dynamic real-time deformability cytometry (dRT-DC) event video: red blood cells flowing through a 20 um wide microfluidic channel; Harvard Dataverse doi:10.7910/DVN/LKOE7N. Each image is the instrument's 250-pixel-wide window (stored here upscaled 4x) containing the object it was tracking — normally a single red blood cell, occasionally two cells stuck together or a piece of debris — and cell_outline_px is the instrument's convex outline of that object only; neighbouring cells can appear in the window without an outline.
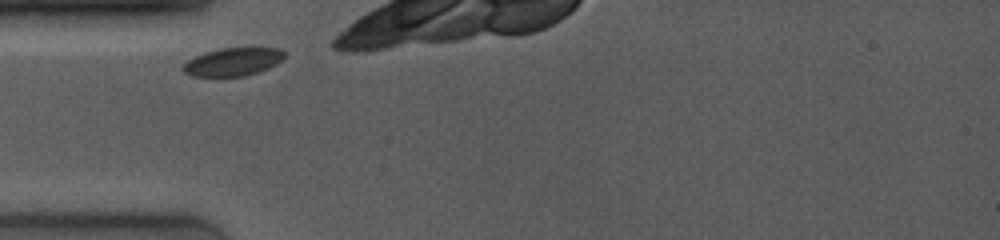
{"species": "common noctule bat (a hibernating species)", "species_latin": "Nyctalus noctula", "temperature_condition": "room temperature", "stored_images_in_passage": 13, "camera_frame_rate_fps": 4000, "um_per_image_px": 0.085, "animal": {"sex": "female", "body_mass_g": 19.0, "forearm_length_mm": 53.3}, "frame": {"image": 1, "passage_image": 1, "time_ms": 0.0, "image_size_px": [1000, 240], "cell_outline_px": [[284, 56], [276, 64], [268, 68], [244, 76], [192, 76], [184, 72], [180, 68], [188, 60], [204, 52], [220, 48], [280, 48], [284, 52]], "centroid_in_image_um": [19.76, 5.25], "position_along_channel_um": 65.2, "area_um2": 16.42}}
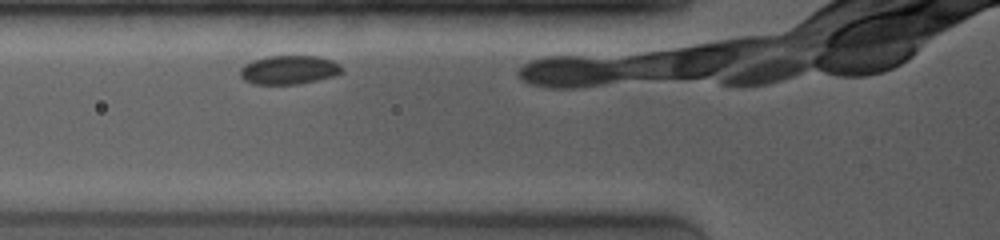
{"frame": {"image": 2, "passage_image": 7, "time_ms": 1.0, "image_size_px": [1000, 240], "cell_outline_px": [[344, 72], [336, 76], [296, 84], [252, 84], [244, 80], [240, 76], [240, 68], [244, 64], [252, 60], [268, 56], [320, 56], [332, 60], [340, 64], [344, 68]], "centroid_in_image_um": [24.59, 5.93], "position_along_channel_um": 101.2, "area_um2": 17.34}}